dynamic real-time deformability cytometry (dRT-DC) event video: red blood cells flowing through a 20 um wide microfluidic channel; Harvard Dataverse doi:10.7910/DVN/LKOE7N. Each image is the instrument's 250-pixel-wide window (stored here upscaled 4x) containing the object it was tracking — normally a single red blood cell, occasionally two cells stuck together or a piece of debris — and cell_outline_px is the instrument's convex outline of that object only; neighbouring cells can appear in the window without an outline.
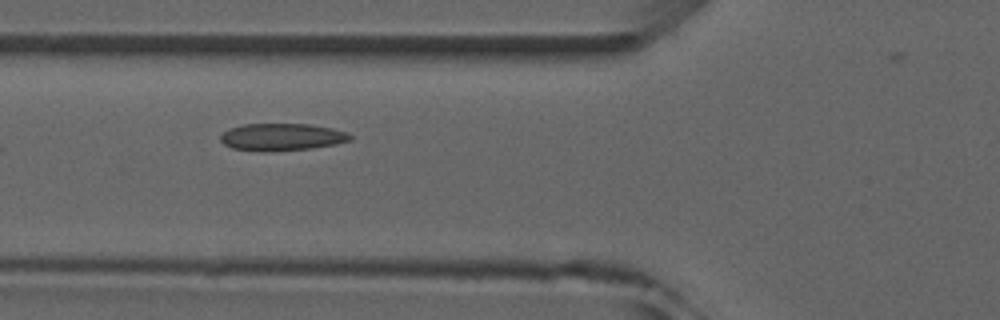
{"species": "common noctule bat (a hibernating species)", "species_latin": "Nyctalus noctula", "temperature_condition": "room temperature", "stored_images_in_passage": 5, "camera_frame_rate_fps": 3000, "um_per_image_px": 0.085, "animal": {"sex": "male", "forearm_length_mm": 52.5}, "frame": {"image": 1, "passage_image": 2, "time_ms": 1.0, "image_size_px": [1000, 320], "cell_outline_px": [[352, 140], [336, 144], [312, 148], [232, 148], [224, 144], [220, 140], [220, 136], [228, 128], [244, 124], [308, 124], [332, 128], [348, 132], [352, 136]], "centroid_in_image_um": [24.02, 11.58], "position_along_channel_um": 101.8, "area_um2": 19.54}}
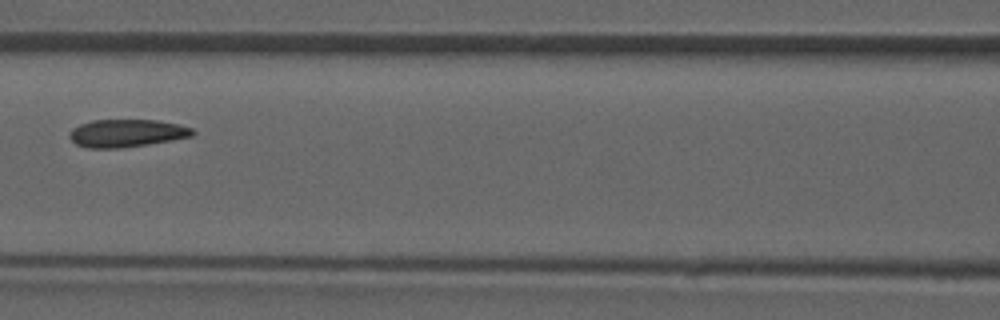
{"frame": {"image": 2, "passage_image": 3, "time_ms": 2.333, "image_size_px": [1000, 320], "cell_outline_px": [[196, 132], [192, 136], [172, 140], [148, 144], [120, 148], [84, 148], [76, 144], [68, 136], [72, 128], [80, 124], [92, 120], [156, 120], [180, 124], [192, 128]], "centroid_in_image_um": [10.76, 11.32], "position_along_channel_um": 155.8, "area_um2": 20.0}}